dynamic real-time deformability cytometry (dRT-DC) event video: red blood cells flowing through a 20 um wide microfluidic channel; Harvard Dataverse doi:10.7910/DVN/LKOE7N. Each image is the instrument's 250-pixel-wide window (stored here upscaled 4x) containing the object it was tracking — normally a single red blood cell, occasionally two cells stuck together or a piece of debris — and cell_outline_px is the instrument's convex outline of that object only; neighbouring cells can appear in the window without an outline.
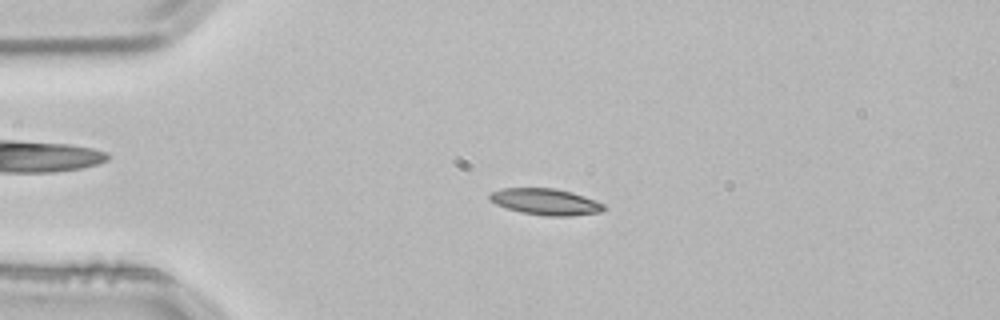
{"species": "common noctule bat (a hibernating species)", "species_latin": "Nyctalus noctula", "temperature_condition": "room temperature", "stored_images_in_passage": 3, "camera_frame_rate_fps": 3000, "um_per_image_px": 0.085, "animal": {"sex": "male", "body_mass_g": 21.5, "forearm_length_mm": 52.0}, "frame": {"image": 1, "passage_image": 2, "time_ms": 0.333, "image_size_px": [1000, 320], "cell_outline_px": [[608, 208], [600, 212], [568, 216], [544, 216], [520, 212], [496, 204], [488, 200], [488, 196], [492, 192], [500, 188], [552, 188], [572, 192], [584, 196], [604, 204]], "centroid_in_image_um": [46.36, 17.15], "position_along_channel_um": 38.6, "area_um2": 17.57}}
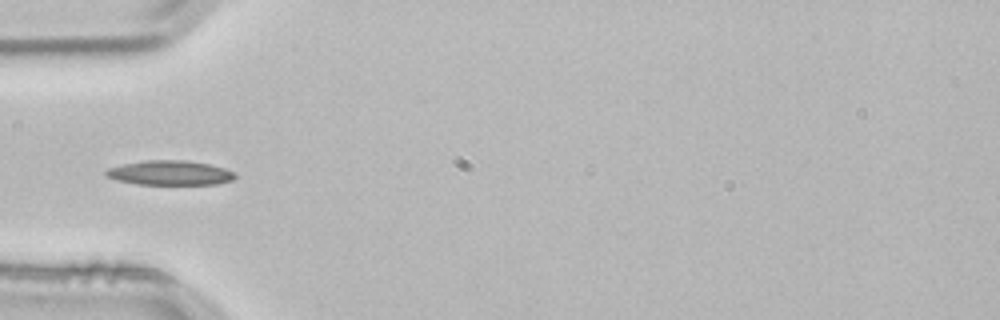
{"frame": {"image": 2, "passage_image": 3, "time_ms": 0.667, "image_size_px": [1000, 320], "cell_outline_px": [[236, 176], [232, 180], [216, 184], [136, 184], [116, 180], [104, 176], [104, 172], [108, 168], [124, 164], [148, 160], [184, 160], [208, 164], [224, 168], [232, 172]], "centroid_in_image_um": [14.4, 14.69], "position_along_channel_um": 70.6, "area_um2": 18.32}}